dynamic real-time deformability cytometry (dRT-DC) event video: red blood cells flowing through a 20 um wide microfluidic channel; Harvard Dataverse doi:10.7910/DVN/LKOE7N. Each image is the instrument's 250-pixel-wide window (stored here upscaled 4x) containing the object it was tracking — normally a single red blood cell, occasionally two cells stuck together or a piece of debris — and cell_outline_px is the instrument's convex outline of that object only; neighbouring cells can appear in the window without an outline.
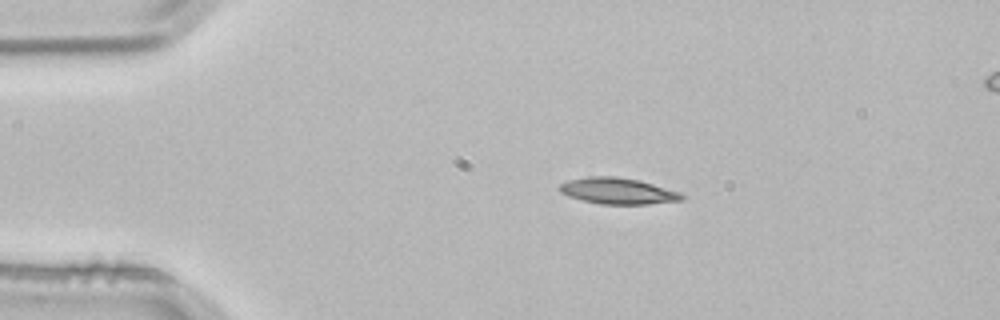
{"species": "common noctule bat (a hibernating species)", "species_latin": "Nyctalus noctula", "temperature_condition": "room temperature", "stored_images_in_passage": 4, "segment_of_instrument_passage": [1, 2], "camera_frame_rate_fps": 3000, "um_per_image_px": 0.085, "animal": {"sex": "male", "body_mass_g": 21.5, "forearm_length_mm": 52.0}, "frame": {"image": 1, "passage_image": 2, "time_ms": 0.333, "image_size_px": [1000, 320], "cell_outline_px": [[684, 200], [648, 204], [600, 204], [568, 196], [560, 192], [556, 188], [560, 184], [568, 180], [588, 176], [616, 176], [636, 180], [652, 184], [680, 192], [684, 196]], "centroid_in_image_um": [52.48, 16.23], "position_along_channel_um": 32.5, "area_um2": 18.61}}